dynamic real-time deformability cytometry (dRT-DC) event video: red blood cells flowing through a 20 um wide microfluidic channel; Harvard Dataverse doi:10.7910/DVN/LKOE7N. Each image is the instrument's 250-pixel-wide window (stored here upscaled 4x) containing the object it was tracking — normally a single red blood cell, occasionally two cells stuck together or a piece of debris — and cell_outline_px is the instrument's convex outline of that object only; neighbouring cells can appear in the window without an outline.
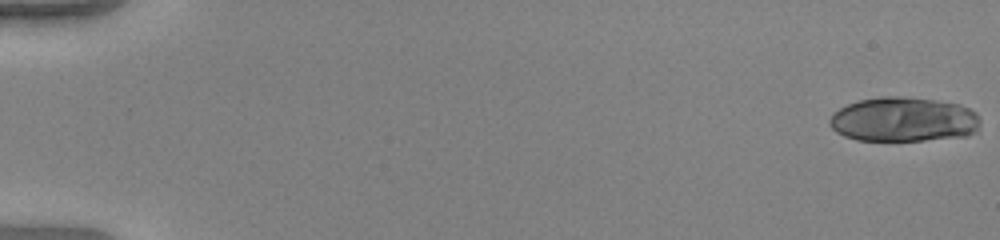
{"species": "human", "species_latin": "Homo sapiens", "temperature_condition": "warm", "stored_images_in_passage": 18, "camera_frame_rate_fps": 3000, "um_per_image_px": 0.085, "donor": {"sex": "female"}, "frame": {"image": 1, "passage_image": 1, "time_ms": 0.0, "image_size_px": [1000, 240], "cell_outline_px": [[980, 124], [976, 132], [968, 136], [924, 140], [856, 140], [844, 136], [836, 132], [828, 124], [828, 120], [840, 108], [848, 104], [860, 100], [880, 96], [900, 96], [936, 100], [960, 104], [976, 112], [980, 120]], "centroid_in_image_um": [76.83, 10.16], "position_along_channel_um": 8.2, "area_um2": 39.3}}
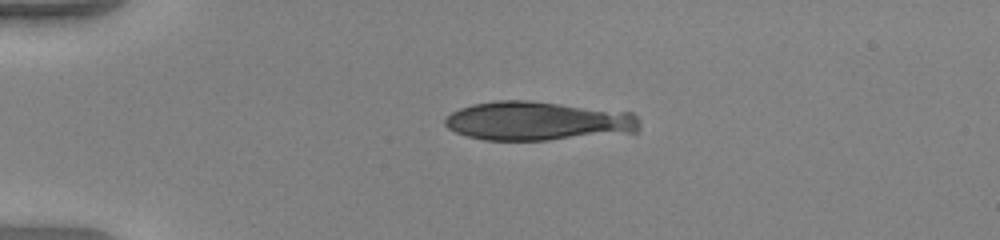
{"frame": {"image": 2, "passage_image": 14, "time_ms": 4.333, "image_size_px": [1000, 240], "cell_outline_px": [[640, 128], [636, 132], [548, 140], [484, 140], [468, 136], [456, 132], [448, 128], [444, 124], [444, 116], [460, 108], [472, 104], [496, 100], [528, 100], [632, 112], [640, 120]], "centroid_in_image_um": [45.7, 10.28], "position_along_channel_um": 39.3, "area_um2": 44.39}}